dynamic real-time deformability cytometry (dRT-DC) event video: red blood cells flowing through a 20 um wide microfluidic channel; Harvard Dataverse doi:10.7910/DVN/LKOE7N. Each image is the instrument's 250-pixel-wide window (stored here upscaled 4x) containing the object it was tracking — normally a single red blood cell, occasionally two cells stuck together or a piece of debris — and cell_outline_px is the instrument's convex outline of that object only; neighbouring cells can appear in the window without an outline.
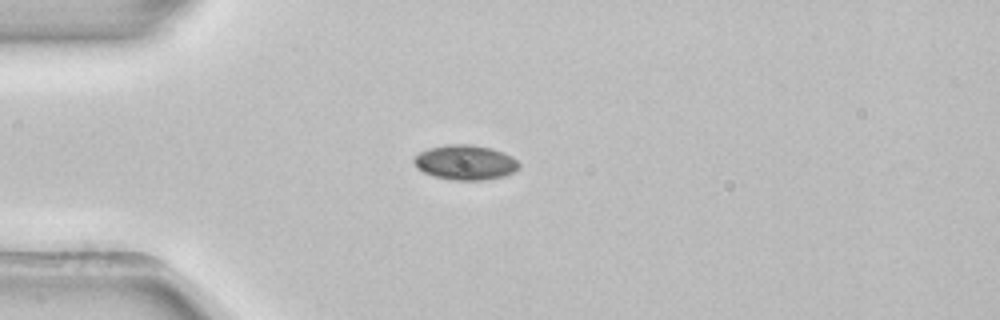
{"species": "common noctule bat (a hibernating species)", "species_latin": "Nyctalus noctula", "temperature_condition": "room temperature", "stored_images_in_passage": 40, "camera_frame_rate_fps": 3000, "um_per_image_px": 0.085, "animal": {"sex": "female", "body_mass_g": 22.7, "forearm_length_mm": 54.2}, "frame": {"image": 1, "passage_image": 1, "time_ms": 0.0, "image_size_px": [1000, 320], "cell_outline_px": [[520, 164], [516, 172], [504, 176], [484, 180], [452, 180], [432, 176], [416, 168], [412, 160], [420, 152], [428, 148], [448, 144], [468, 144], [492, 148], [512, 156]], "centroid_in_image_um": [39.55, 13.81], "position_along_channel_um": 45.5, "area_um2": 21.5}}
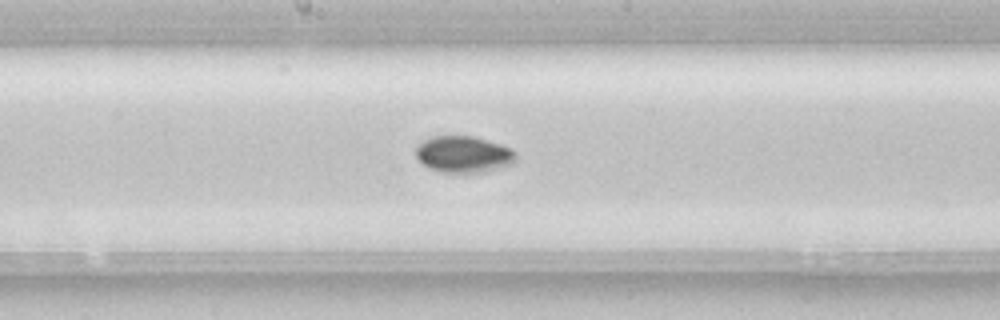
{"frame": {"image": 2, "passage_image": 15, "time_ms": 4.667, "image_size_px": [1000, 320], "cell_outline_px": [[516, 160], [512, 164], [500, 168], [484, 172], [444, 172], [428, 168], [416, 156], [416, 148], [424, 140], [432, 136], [476, 136], [512, 148], [516, 152]], "centroid_in_image_um": [39.45, 13.11], "position_along_channel_um": 208.8, "area_um2": 21.33}}
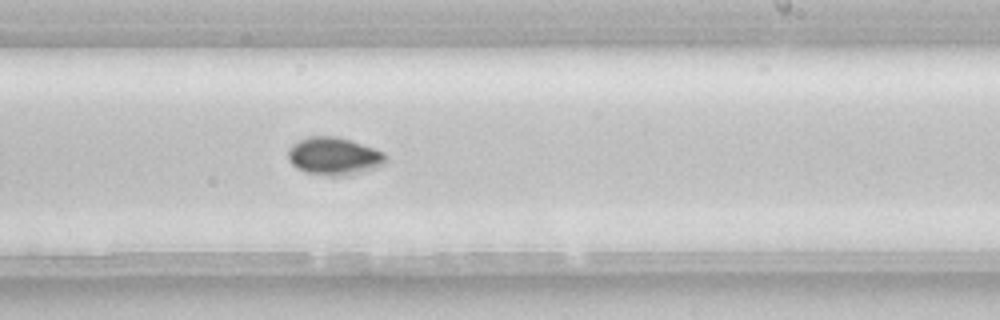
{"frame": {"image": 3, "passage_image": 19, "time_ms": 6.0, "image_size_px": [1000, 320], "cell_outline_px": [[388, 160], [384, 164], [348, 176], [328, 176], [304, 172], [296, 168], [288, 160], [288, 148], [292, 144], [308, 136], [336, 136], [352, 140], [384, 152], [388, 156]], "centroid_in_image_um": [28.38, 13.27], "position_along_channel_um": 260.6, "area_um2": 21.73}, "authors_computed_cell_mechanics": {"area_um2": 20.1722, "velocity_mm_per_s": 3.9098, "shape_relaxation_time_tau1_ms": 4.1931, "shape_relaxation_time_tau2_ms": null, "deformation_change_tau1": 0.0648, "deformation_change_tau2": null}}